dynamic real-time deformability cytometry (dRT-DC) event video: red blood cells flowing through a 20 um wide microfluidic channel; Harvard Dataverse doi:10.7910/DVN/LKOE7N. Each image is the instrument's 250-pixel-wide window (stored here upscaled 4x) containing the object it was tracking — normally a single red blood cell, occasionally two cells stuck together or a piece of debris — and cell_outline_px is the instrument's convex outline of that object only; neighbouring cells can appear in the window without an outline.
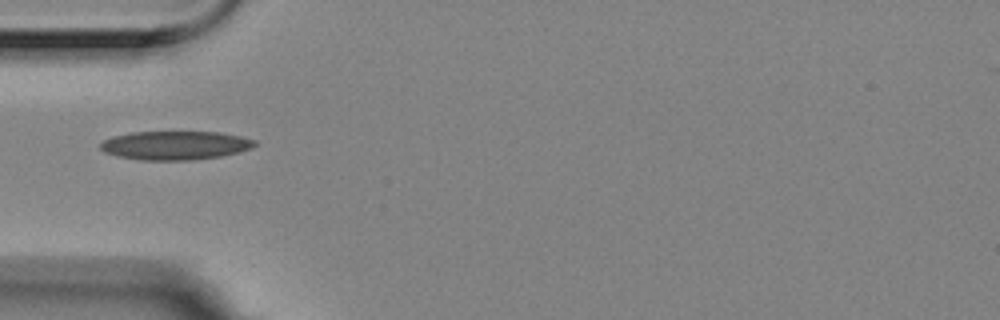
{"species": "Egyptian fruit bat (a non-hibernating species)", "species_latin": "Rousettus aegyptiacus", "temperature_condition": "room temperature", "stored_images_in_passage": 1, "camera_frame_rate_fps": 3000, "um_per_image_px": 0.085, "animal": {"sex": "female"}, "frame": {"image": 1, "passage_image": 1, "time_ms": 0.0, "image_size_px": [1000, 320], "cell_outline_px": [[256, 144], [252, 148], [220, 156], [192, 160], [140, 160], [116, 156], [104, 152], [100, 148], [100, 144], [104, 140], [112, 136], [132, 132], [220, 132], [240, 136], [256, 140]], "centroid_in_image_um": [14.86, 12.35], "position_along_channel_um": 70.1, "area_um2": 25.84}}